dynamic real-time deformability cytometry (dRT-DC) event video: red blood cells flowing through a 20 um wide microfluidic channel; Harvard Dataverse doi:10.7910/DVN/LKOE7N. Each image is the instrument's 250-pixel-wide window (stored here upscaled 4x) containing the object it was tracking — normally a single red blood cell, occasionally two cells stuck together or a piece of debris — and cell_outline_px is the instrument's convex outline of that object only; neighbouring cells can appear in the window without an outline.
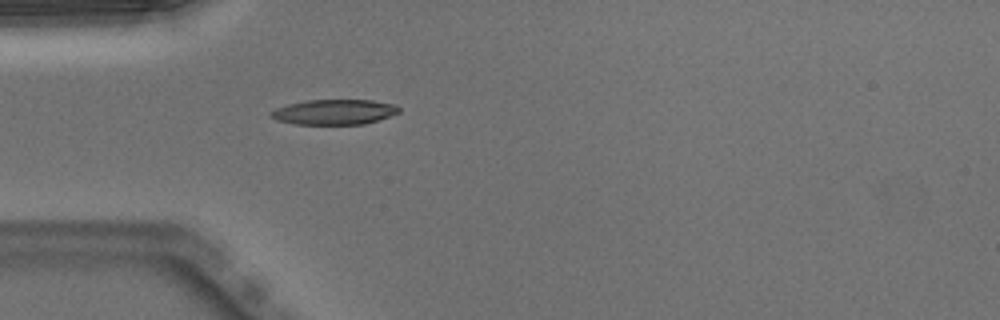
{"species": "Egyptian fruit bat (a non-hibernating species)", "species_latin": "Rousettus aegyptiacus", "temperature_condition": "warm", "stored_images_in_passage": 32, "camera_frame_rate_fps": 3000, "um_per_image_px": 0.085, "animal": {"sex": "male"}, "frame": {"image": 1, "passage_image": 1, "time_ms": 0.0, "image_size_px": [1000, 320], "cell_outline_px": [[400, 112], [364, 124], [296, 124], [276, 120], [268, 116], [268, 112], [276, 108], [288, 104], [308, 100], [372, 100], [396, 104], [400, 108]], "centroid_in_image_um": [28.38, 9.51], "position_along_channel_um": 56.6, "area_um2": 18.79}}
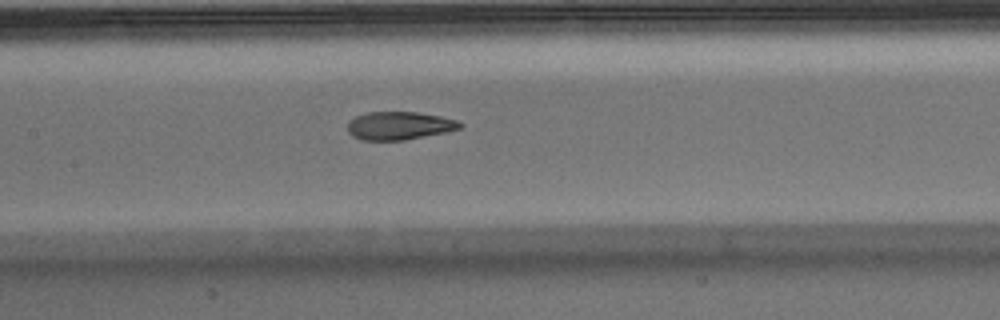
{"frame": {"image": 2, "passage_image": 10, "time_ms": 3.0, "image_size_px": [1000, 320], "cell_outline_px": [[464, 128], [448, 132], [404, 140], [360, 140], [352, 136], [348, 132], [348, 120], [356, 116], [368, 112], [416, 112], [440, 116], [456, 120], [464, 124]], "centroid_in_image_um": [33.96, 10.69], "position_along_channel_um": 173.4, "area_um2": 18.61}}
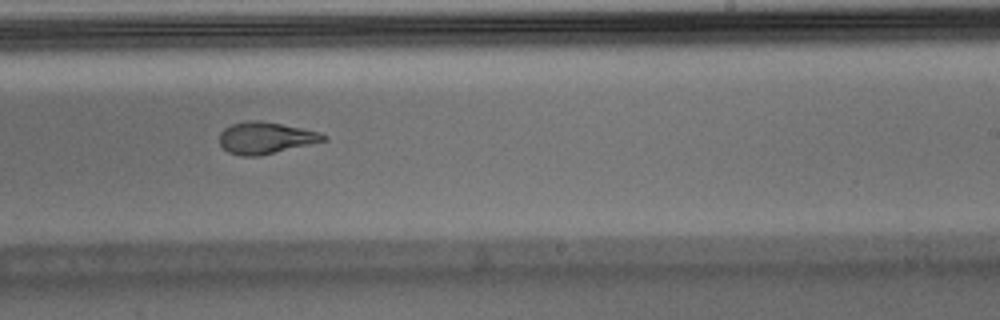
{"frame": {"image": 3, "passage_image": 17, "time_ms": 5.333, "image_size_px": [1000, 320], "cell_outline_px": [[328, 140], [260, 156], [240, 156], [228, 152], [220, 144], [220, 132], [224, 128], [232, 124], [248, 120], [260, 120], [320, 132], [328, 136]], "centroid_in_image_um": [22.58, 11.73], "position_along_channel_um": 266.4, "area_um2": 19.25}, "authors_computed_cell_mechanics": {"area_um2": 19.5942, "velocity_mm_per_s": 3.9877, "shape_relaxation_time_tau1_ms": 7.9176, "shape_relaxation_time_tau2_ms": 1.4865, "deformation_change_tau1": 0.2783, "deformation_change_tau2": 0.0876}}